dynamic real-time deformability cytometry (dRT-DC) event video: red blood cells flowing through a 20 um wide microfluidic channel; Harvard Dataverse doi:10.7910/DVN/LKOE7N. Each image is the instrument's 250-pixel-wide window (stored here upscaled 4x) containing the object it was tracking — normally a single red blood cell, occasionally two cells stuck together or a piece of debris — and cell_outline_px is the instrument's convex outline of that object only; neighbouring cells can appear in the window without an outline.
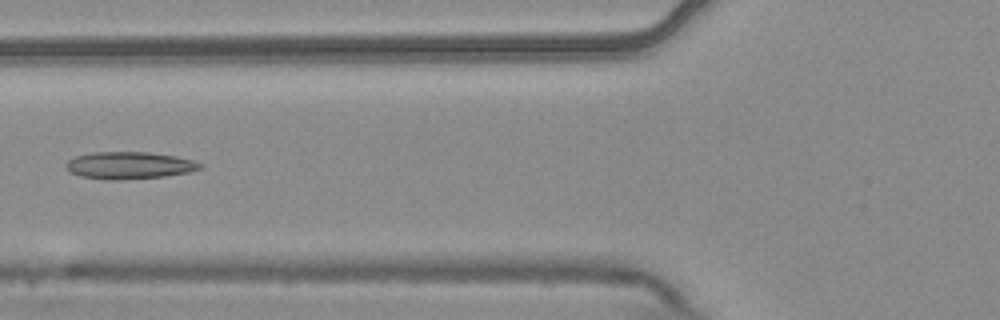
{"species": "common noctule bat (a hibernating species)", "species_latin": "Nyctalus noctula", "temperature_condition": "warm", "stored_images_in_passage": 7, "camera_frame_rate_fps": 3000, "um_per_image_px": 0.085, "animal": {"sex": "male", "body_mass_g": 20.4}, "frame": {"image": 1, "passage_image": 6, "time_ms": 1.667, "image_size_px": [1000, 320], "cell_outline_px": [[204, 164], [200, 168], [188, 172], [164, 176], [120, 180], [104, 180], [80, 176], [68, 172], [64, 168], [64, 164], [68, 160], [76, 156], [92, 152], [148, 152], [176, 156], [192, 160]], "centroid_in_image_um": [10.92, 14.06], "position_along_channel_um": 114.9, "area_um2": 21.39}}
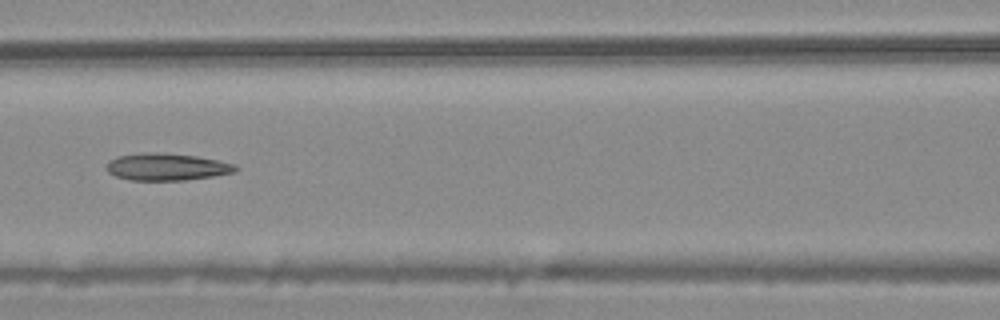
{"frame": {"image": 2, "passage_image": 7, "time_ms": 2.0, "image_size_px": [1000, 320], "cell_outline_px": [[240, 168], [236, 172], [212, 176], [184, 180], [128, 180], [116, 176], [108, 172], [104, 168], [108, 160], [116, 156], [144, 152], [156, 152], [196, 156], [236, 164]], "centroid_in_image_um": [14.13, 14.18], "position_along_channel_um": 152.5, "area_um2": 20.58}}